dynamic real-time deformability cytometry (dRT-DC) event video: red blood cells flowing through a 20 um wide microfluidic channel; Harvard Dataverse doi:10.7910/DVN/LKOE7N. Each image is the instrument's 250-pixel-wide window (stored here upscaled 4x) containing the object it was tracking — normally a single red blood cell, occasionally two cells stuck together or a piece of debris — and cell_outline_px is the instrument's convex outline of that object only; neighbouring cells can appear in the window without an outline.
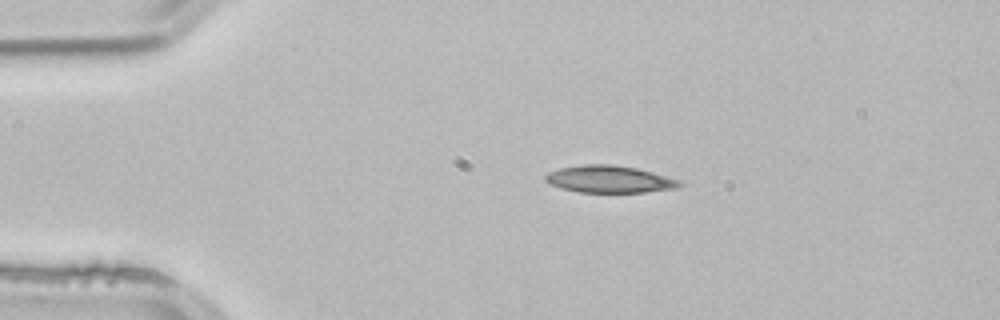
{"species": "common noctule bat (a hibernating species)", "species_latin": "Nyctalus noctula", "temperature_condition": "room temperature", "stored_images_in_passage": 2, "camera_frame_rate_fps": 3000, "um_per_image_px": 0.085, "animal": {"sex": "male", "body_mass_g": 21.5, "forearm_length_mm": 52.0}, "frame": {"image": 1, "passage_image": 1, "time_ms": 0.0, "image_size_px": [1000, 320], "cell_outline_px": [[684, 184], [676, 188], [644, 192], [580, 192], [548, 184], [544, 180], [544, 176], [548, 172], [560, 168], [584, 164], [612, 164], [636, 168], [652, 172], [680, 180]], "centroid_in_image_um": [51.79, 15.22], "position_along_channel_um": 33.2, "area_um2": 21.15}}